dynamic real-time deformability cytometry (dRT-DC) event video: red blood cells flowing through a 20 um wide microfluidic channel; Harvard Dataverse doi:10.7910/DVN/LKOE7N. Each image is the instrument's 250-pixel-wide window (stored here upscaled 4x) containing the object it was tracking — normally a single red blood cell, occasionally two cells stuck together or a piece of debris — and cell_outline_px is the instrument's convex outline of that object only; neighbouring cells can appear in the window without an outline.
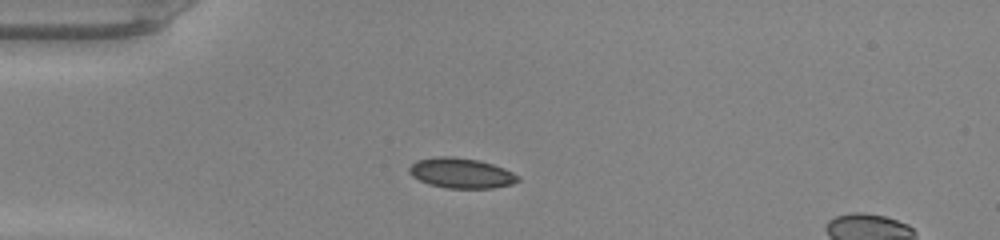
{"species": "common noctule bat (a hibernating species)", "species_latin": "Nyctalus noctula", "temperature_condition": "warm", "stored_images_in_passage": 36, "camera_frame_rate_fps": 3000, "um_per_image_px": 0.085, "animal": {"sex": "male", "body_mass_g": 20.0, "forearm_length_mm": 53.3}, "frame": {"image": 1, "passage_image": 1, "time_ms": 0.0, "image_size_px": [1000, 240], "cell_outline_px": [[520, 180], [512, 184], [492, 188], [444, 188], [428, 184], [412, 176], [408, 172], [408, 168], [416, 160], [436, 156], [452, 156], [480, 160], [504, 168], [520, 176]], "centroid_in_image_um": [39.19, 14.71], "position_along_channel_um": 45.8, "area_um2": 19.31}}
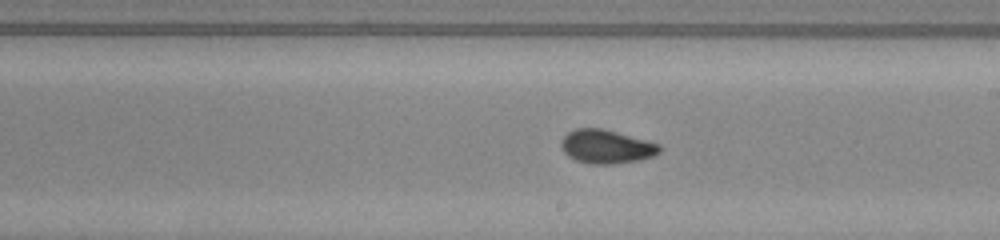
{"frame": {"image": 2, "passage_image": 16, "time_ms": 5.0, "image_size_px": [1000, 240], "cell_outline_px": [[660, 152], [652, 156], [640, 160], [612, 164], [592, 164], [576, 160], [568, 156], [564, 152], [560, 144], [560, 140], [568, 132], [576, 128], [600, 128], [616, 132], [660, 144]], "centroid_in_image_um": [51.51, 12.46], "position_along_channel_um": 237.5, "area_um2": 19.19}}
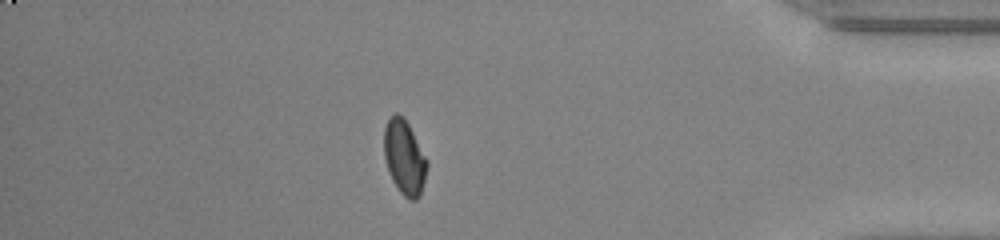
{"frame": {"image": 3, "passage_image": 30, "time_ms": 9.667, "image_size_px": [1000, 240], "cell_outline_px": [[428, 164], [420, 196], [416, 200], [408, 200], [400, 192], [392, 180], [384, 156], [384, 128], [388, 120], [396, 112], [404, 116], [428, 160]], "centroid_in_image_um": [34.38, 13.37], "position_along_channel_um": 400.8, "area_um2": 18.67}}